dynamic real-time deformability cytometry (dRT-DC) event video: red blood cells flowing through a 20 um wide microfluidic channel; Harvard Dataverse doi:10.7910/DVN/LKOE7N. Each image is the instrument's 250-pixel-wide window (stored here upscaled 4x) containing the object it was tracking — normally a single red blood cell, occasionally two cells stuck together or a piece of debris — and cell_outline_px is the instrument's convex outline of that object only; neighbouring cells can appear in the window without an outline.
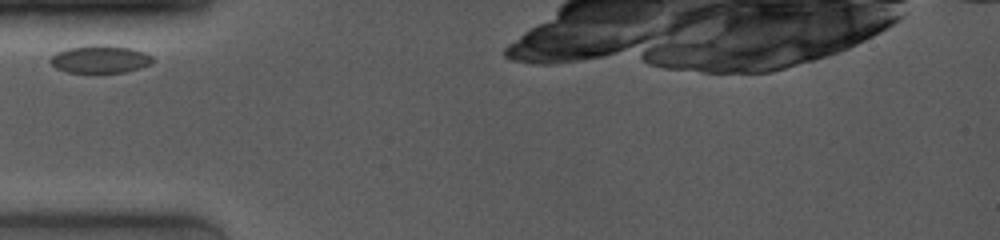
{"species": "common noctule bat (a hibernating species)", "species_latin": "Nyctalus noctula", "temperature_condition": "room temperature", "stored_images_in_passage": 24, "camera_frame_rate_fps": 4000, "um_per_image_px": 0.085, "animal": {"sex": "female", "body_mass_g": 19.0, "forearm_length_mm": 53.3}, "frame": {"image": 1, "passage_image": 1, "time_ms": 0.0, "image_size_px": [1000, 240], "cell_outline_px": [[156, 60], [152, 64], [140, 68], [124, 72], [64, 72], [56, 68], [48, 60], [56, 52], [68, 48], [92, 44], [104, 44], [132, 48], [144, 52], [152, 56]], "centroid_in_image_um": [8.53, 5.02], "position_along_channel_um": 76.5, "area_um2": 16.76}}
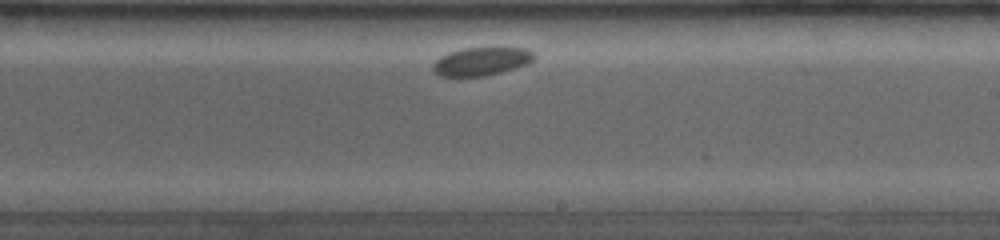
{"frame": {"image": 2, "passage_image": 12, "time_ms": 5.0, "image_size_px": [1000, 240], "cell_outline_px": [[536, 56], [528, 64], [516, 68], [484, 76], [440, 76], [432, 68], [432, 64], [440, 56], [448, 52], [464, 48], [524, 48], [532, 52]], "centroid_in_image_um": [40.91, 5.21], "position_along_channel_um": 248.1, "area_um2": 16.53}}
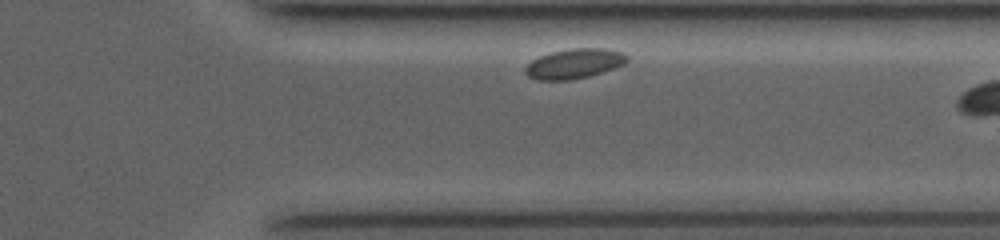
{"frame": {"image": 3, "passage_image": 21, "time_ms": 8.25, "image_size_px": [1000, 240], "cell_outline_px": [[628, 60], [624, 64], [588, 76], [572, 80], [536, 80], [528, 76], [524, 72], [524, 68], [532, 60], [540, 56], [552, 52], [572, 48], [604, 48], [620, 52], [628, 56]], "centroid_in_image_um": [48.78, 5.41], "position_along_channel_um": 362.6, "area_um2": 17.51}}